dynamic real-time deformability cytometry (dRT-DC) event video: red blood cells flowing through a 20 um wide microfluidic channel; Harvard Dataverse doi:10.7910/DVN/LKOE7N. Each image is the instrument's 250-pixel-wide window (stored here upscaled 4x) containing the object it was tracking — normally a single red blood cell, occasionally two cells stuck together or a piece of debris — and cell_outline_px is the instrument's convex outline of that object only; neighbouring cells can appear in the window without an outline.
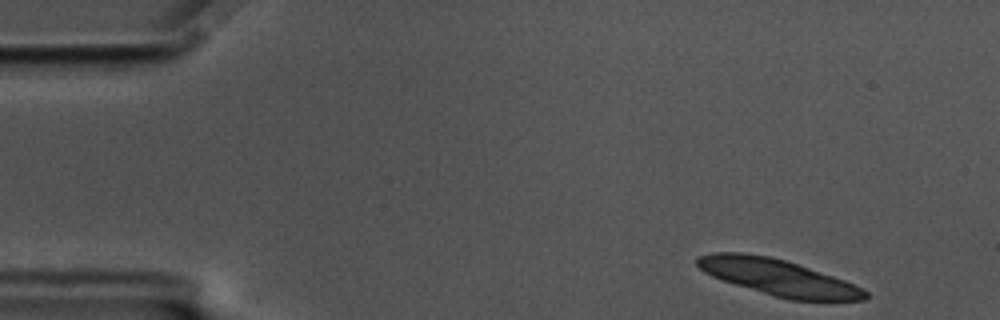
{"species": "common noctule bat (a hibernating species)", "species_latin": "Nyctalus noctula", "temperature_condition": "cold", "stored_images_in_passage": 53, "segment_of_instrument_passage": [1, 2], "camera_frame_rate_fps": 3000, "um_per_image_px": 0.085, "animal": {"sex": "male", "body_mass_g": 17.5, "forearm_length_mm": 52.3}, "frame": {"image": 1, "passage_image": 1, "time_ms": 0.0, "image_size_px": [1000, 320], "cell_outline_px": [[868, 296], [864, 300], [788, 300], [736, 284], [712, 276], [704, 272], [696, 264], [696, 256], [712, 252], [744, 252], [768, 256], [784, 260], [844, 280], [868, 292]], "centroid_in_image_um": [66.09, 23.56], "position_along_channel_um": 18.9, "area_um2": 34.8}}